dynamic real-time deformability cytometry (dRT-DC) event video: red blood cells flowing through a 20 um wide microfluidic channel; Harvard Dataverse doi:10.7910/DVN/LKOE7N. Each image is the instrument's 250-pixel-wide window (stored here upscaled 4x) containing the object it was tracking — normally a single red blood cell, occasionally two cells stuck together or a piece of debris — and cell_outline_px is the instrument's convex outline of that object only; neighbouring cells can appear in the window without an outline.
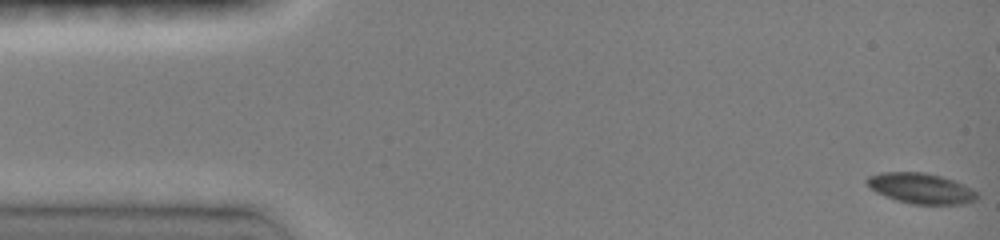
{"species": "common noctule bat (a hibernating species)", "species_latin": "Nyctalus noctula", "temperature_condition": "room temperature", "stored_images_in_passage": 13, "camera_frame_rate_fps": 3000, "um_per_image_px": 0.085, "animal": {"sex": "female", "body_mass_g": 19.0, "forearm_length_mm": 51.5}, "frame": {"image": 1, "passage_image": 1, "time_ms": 0.0, "image_size_px": [1000, 240], "cell_outline_px": [[980, 196], [976, 200], [964, 204], [912, 204], [896, 200], [884, 196], [876, 192], [864, 180], [868, 176], [880, 172], [924, 172], [956, 180], [980, 192]], "centroid_in_image_um": [78.33, 16.01], "position_along_channel_um": 6.7, "area_um2": 19.88}}